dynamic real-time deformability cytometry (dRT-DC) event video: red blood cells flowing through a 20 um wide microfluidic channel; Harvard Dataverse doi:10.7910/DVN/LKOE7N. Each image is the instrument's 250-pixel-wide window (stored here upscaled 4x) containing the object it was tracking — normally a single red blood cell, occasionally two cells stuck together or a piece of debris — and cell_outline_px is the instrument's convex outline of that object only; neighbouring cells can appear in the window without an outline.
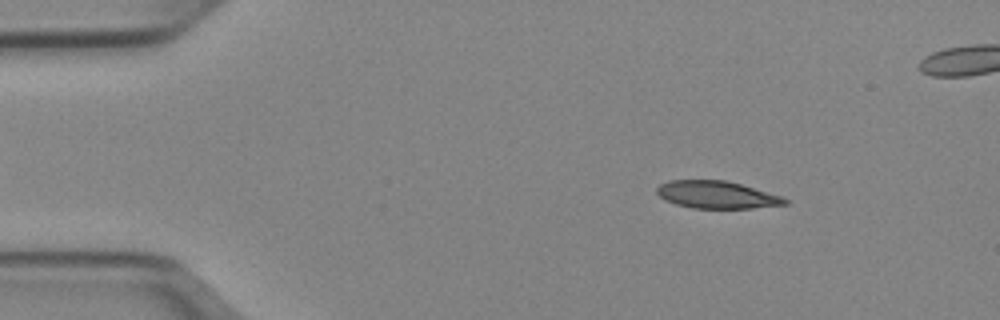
{"species": "Egyptian fruit bat (a non-hibernating species)", "species_latin": "Rousettus aegyptiacus", "temperature_condition": "cold", "stored_images_in_passage": 51, "segment_of_instrument_passage": [1, 2], "camera_frame_rate_fps": 3000, "um_per_image_px": 0.085, "animal": {"sex": "female"}, "frame": {"image": 1, "passage_image": 6, "time_ms": 1.667, "image_size_px": [1000, 320], "cell_outline_px": [[788, 204], [752, 208], [692, 208], [676, 204], [664, 200], [656, 192], [656, 188], [660, 184], [668, 180], [728, 180], [780, 196], [788, 200]], "centroid_in_image_um": [60.88, 16.55], "position_along_channel_um": 24.1, "area_um2": 20.4}}
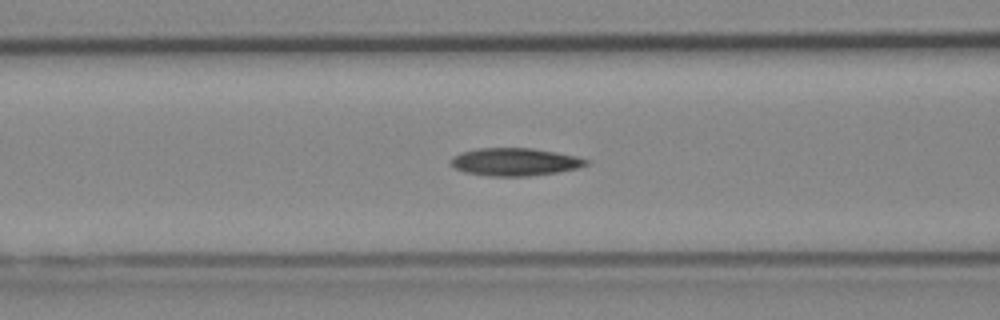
{"frame": {"image": 2, "passage_image": 19, "time_ms": 6.0, "image_size_px": [1000, 320], "cell_outline_px": [[592, 160], [588, 164], [576, 168], [556, 172], [528, 176], [488, 176], [464, 172], [456, 168], [452, 164], [452, 156], [460, 152], [476, 148], [532, 148], [556, 152], [576, 156]], "centroid_in_image_um": [43.77, 13.75], "position_along_channel_um": 122.8, "area_um2": 21.85}}
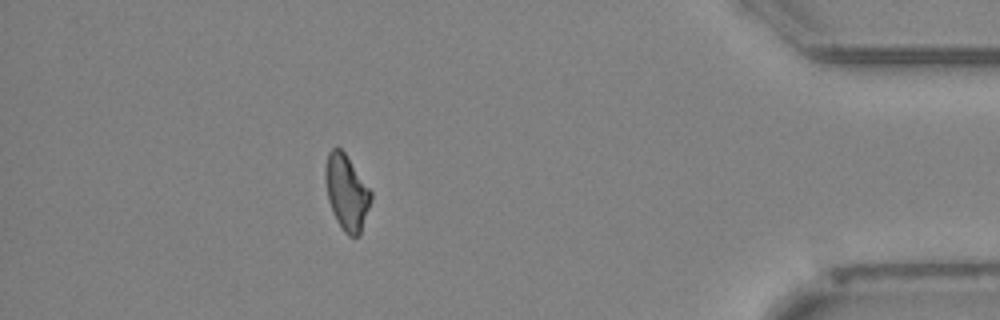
{"frame": {"image": 3, "passage_image": 44, "time_ms": 14.333, "image_size_px": [1000, 320], "cell_outline_px": [[372, 200], [360, 232], [356, 236], [348, 236], [344, 232], [336, 220], [332, 212], [328, 200], [324, 180], [324, 168], [328, 152], [332, 148], [340, 148], [344, 152], [372, 192]], "centroid_in_image_um": [29.43, 16.34], "position_along_channel_um": 405.8, "area_um2": 20.0}}